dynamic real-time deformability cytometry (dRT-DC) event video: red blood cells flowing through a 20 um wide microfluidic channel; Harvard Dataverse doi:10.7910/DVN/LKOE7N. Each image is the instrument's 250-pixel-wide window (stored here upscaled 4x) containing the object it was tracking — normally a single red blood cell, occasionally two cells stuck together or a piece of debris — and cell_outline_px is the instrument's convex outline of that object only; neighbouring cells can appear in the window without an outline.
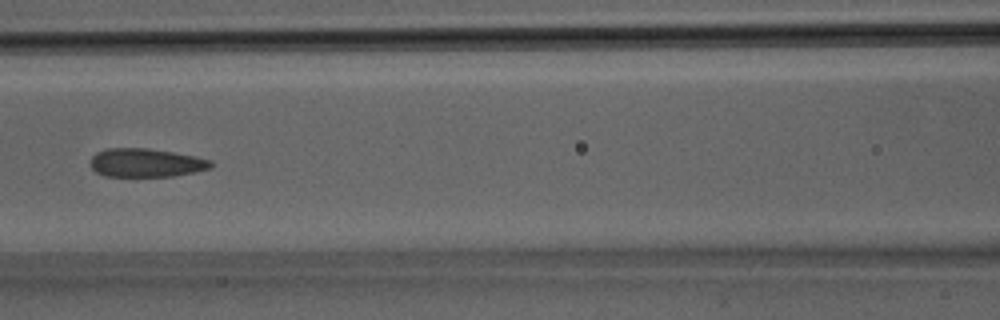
{"species": "Egyptian fruit bat (a non-hibernating species)", "species_latin": "Rousettus aegyptiacus", "temperature_condition": "room temperature", "stored_images_in_passage": 32, "camera_frame_rate_fps": 3000, "um_per_image_px": 0.085, "animal": {"sex": "male"}, "frame": {"image": 1, "passage_image": 14, "time_ms": 4.333, "image_size_px": [1000, 320], "cell_outline_px": [[212, 168], [172, 176], [104, 176], [96, 172], [92, 168], [92, 156], [96, 152], [108, 148], [148, 148], [196, 156], [212, 160]], "centroid_in_image_um": [12.42, 13.83], "position_along_channel_um": 154.2, "area_um2": 19.94}}
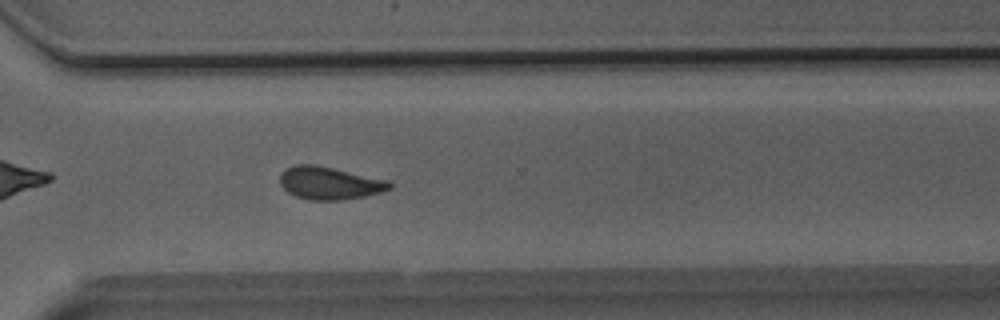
{"frame": {"image": 2, "passage_image": 23, "time_ms": 7.333, "image_size_px": [1000, 320], "cell_outline_px": [[392, 188], [380, 192], [364, 196], [340, 200], [308, 200], [296, 196], [288, 192], [280, 184], [280, 176], [284, 168], [292, 164], [316, 164], [388, 180], [392, 184]], "centroid_in_image_um": [27.97, 15.55], "position_along_channel_um": 342.6, "area_um2": 20.98}}
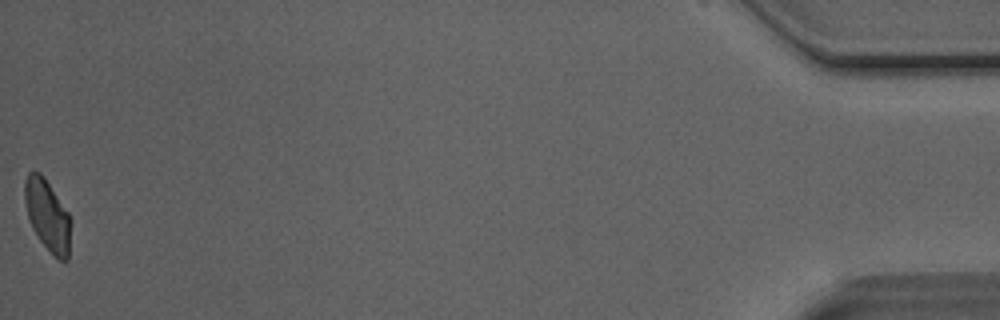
{"frame": {"image": 3, "passage_image": 32, "time_ms": 10.333, "image_size_px": [1000, 320], "cell_outline_px": [[68, 260], [60, 260], [52, 256], [40, 240], [32, 228], [28, 216], [24, 200], [24, 180], [28, 172], [40, 172], [44, 176], [68, 212]], "centroid_in_image_um": [3.98, 18.27], "position_along_channel_um": 431.2, "area_um2": 18.73}}